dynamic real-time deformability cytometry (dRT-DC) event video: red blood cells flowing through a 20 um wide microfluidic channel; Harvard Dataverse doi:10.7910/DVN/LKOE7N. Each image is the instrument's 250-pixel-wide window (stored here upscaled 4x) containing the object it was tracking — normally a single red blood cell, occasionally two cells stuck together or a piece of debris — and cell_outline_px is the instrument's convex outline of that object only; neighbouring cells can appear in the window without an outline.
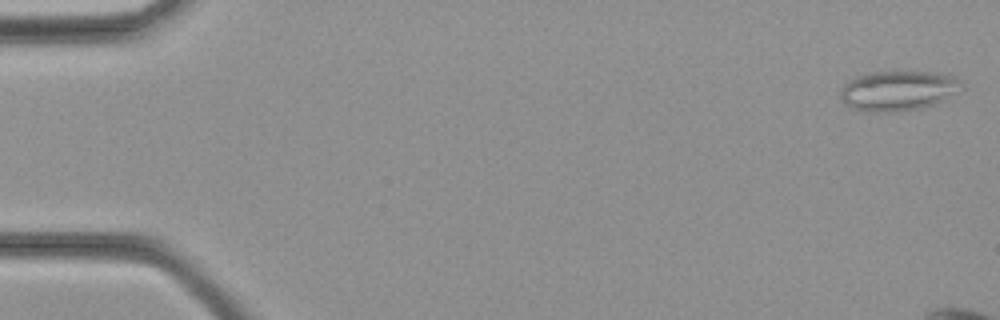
{"species": "common noctule bat (a hibernating species)", "species_latin": "Nyctalus noctula", "temperature_condition": "cold", "stored_images_in_passage": 7, "camera_frame_rate_fps": 3000, "um_per_image_px": 0.085, "animal": {"sex": "female", "body_mass_g": 21.9}, "frame": {"image": 1, "passage_image": 1, "time_ms": 0.0, "image_size_px": [1000, 320], "cell_outline_px": [[964, 88], [932, 104], [920, 108], [888, 112], [880, 112], [852, 108], [844, 104], [840, 96], [840, 88], [848, 80], [856, 76], [872, 72], [892, 68], [940, 72], [956, 76], [964, 84]], "centroid_in_image_um": [76.34, 7.62], "position_along_channel_um": 8.7, "area_um2": 29.07}}